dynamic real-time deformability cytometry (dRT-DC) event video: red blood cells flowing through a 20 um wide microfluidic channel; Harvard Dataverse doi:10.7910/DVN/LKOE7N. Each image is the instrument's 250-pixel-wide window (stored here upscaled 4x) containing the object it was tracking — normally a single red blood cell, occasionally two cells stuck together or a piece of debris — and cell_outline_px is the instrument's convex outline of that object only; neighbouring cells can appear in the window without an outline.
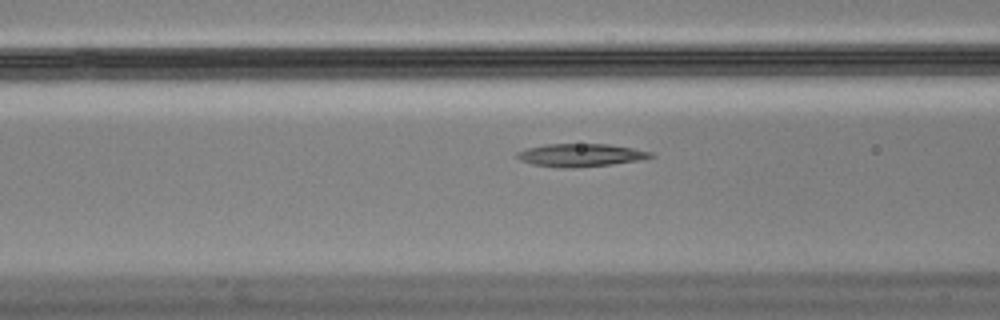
{"species": "Egyptian fruit bat (a non-hibernating species)", "species_latin": "Rousettus aegyptiacus", "temperature_condition": "cold", "stored_images_in_passage": 41, "camera_frame_rate_fps": 3000, "um_per_image_px": 0.085, "animal": {"sex": "male"}, "frame": {"image": 1, "passage_image": 18, "time_ms": 5.667, "image_size_px": [1000, 320], "cell_outline_px": [[656, 156], [640, 160], [612, 164], [572, 168], [560, 168], [532, 164], [520, 160], [516, 156], [516, 152], [528, 148], [544, 144], [608, 144], [632, 148], [652, 152]], "centroid_in_image_um": [49.35, 13.19], "position_along_channel_um": 117.3, "area_um2": 17.86}}
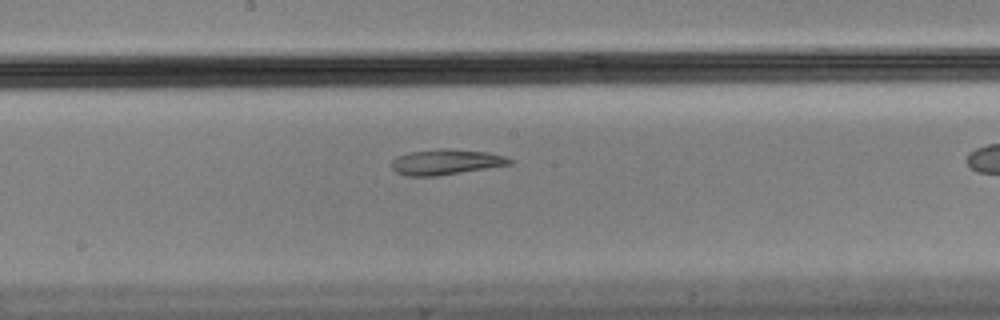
{"frame": {"image": 2, "passage_image": 26, "time_ms": 8.333, "image_size_px": [1000, 320], "cell_outline_px": [[516, 160], [512, 164], [436, 176], [408, 176], [396, 172], [392, 168], [392, 160], [396, 156], [412, 152], [436, 148], [448, 148], [488, 152], [504, 156]], "centroid_in_image_um": [37.92, 13.76], "position_along_channel_um": 210.3, "area_um2": 17.57}}
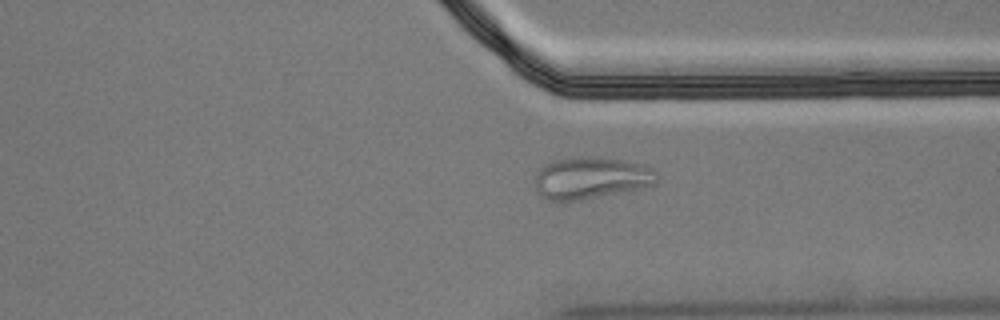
{"frame": {"image": 3, "passage_image": 39, "time_ms": 12.667, "image_size_px": [1000, 320], "cell_outline_px": [[656, 184], [640, 188], [580, 200], [552, 200], [540, 196], [536, 188], [536, 172], [544, 164], [552, 160], [572, 156], [592, 156], [624, 160], [644, 164], [652, 168], [656, 172]], "centroid_in_image_um": [50.22, 15.09], "position_along_channel_um": 361.2, "area_um2": 29.88}}